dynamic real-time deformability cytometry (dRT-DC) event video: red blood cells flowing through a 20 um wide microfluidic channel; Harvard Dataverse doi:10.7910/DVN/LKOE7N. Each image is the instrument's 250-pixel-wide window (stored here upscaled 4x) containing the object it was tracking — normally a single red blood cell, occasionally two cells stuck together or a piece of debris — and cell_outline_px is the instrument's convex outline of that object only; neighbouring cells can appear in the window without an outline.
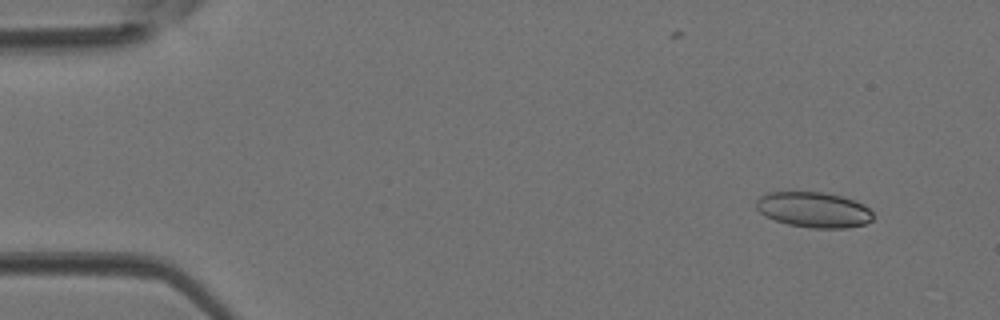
{"species": "Egyptian fruit bat (a non-hibernating species)", "species_latin": "Rousettus aegyptiacus", "temperature_condition": "room temperature", "stored_images_in_passage": 38, "camera_frame_rate_fps": 3000, "um_per_image_px": 0.085, "animal": {"sex": "female"}, "frame": {"image": 1, "passage_image": 3, "time_ms": 0.667, "image_size_px": [1000, 320], "cell_outline_px": [[872, 220], [864, 224], [844, 228], [812, 228], [788, 224], [776, 220], [760, 212], [756, 208], [756, 200], [760, 196], [768, 192], [824, 192], [856, 200], [864, 204], [872, 212]], "centroid_in_image_um": [69.18, 17.82], "position_along_channel_um": 15.8, "area_um2": 24.04}}
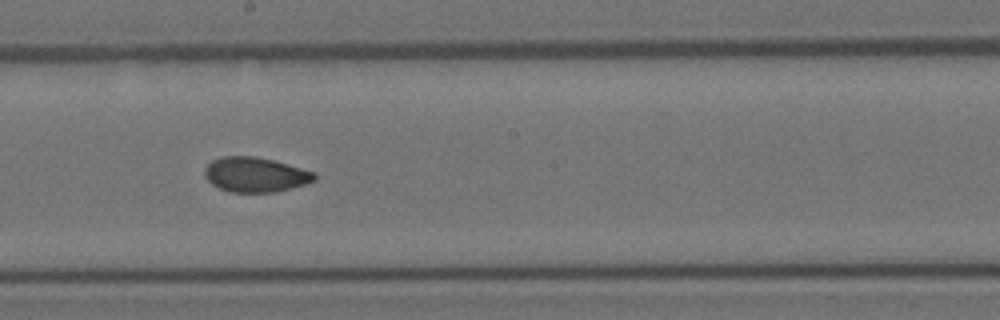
{"frame": {"image": 2, "passage_image": 23, "time_ms": 7.333, "image_size_px": [1000, 320], "cell_outline_px": [[316, 180], [292, 188], [276, 192], [232, 192], [220, 188], [212, 184], [204, 176], [204, 168], [212, 160], [220, 156], [256, 156], [288, 164], [316, 172]], "centroid_in_image_um": [21.7, 14.84], "position_along_channel_um": 226.5, "area_um2": 22.37}}
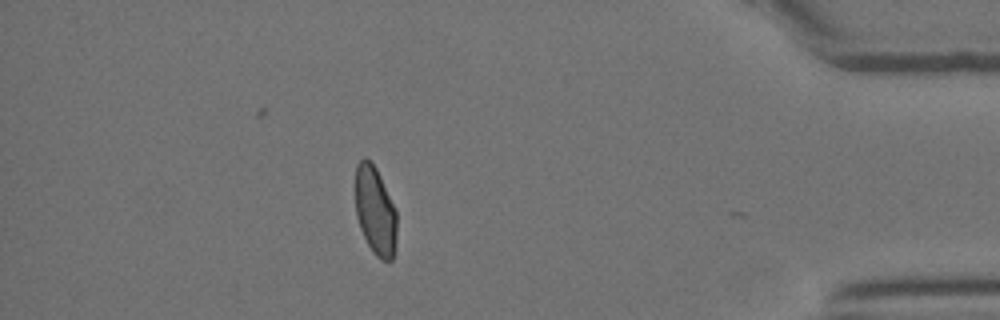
{"frame": {"image": 3, "passage_image": 37, "time_ms": 12.0, "image_size_px": [1000, 320], "cell_outline_px": [[396, 244], [392, 260], [380, 260], [376, 256], [368, 244], [360, 228], [356, 216], [356, 164], [364, 156], [376, 168], [380, 176], [396, 212]], "centroid_in_image_um": [31.89, 17.94], "position_along_channel_um": 403.3, "area_um2": 21.1}}